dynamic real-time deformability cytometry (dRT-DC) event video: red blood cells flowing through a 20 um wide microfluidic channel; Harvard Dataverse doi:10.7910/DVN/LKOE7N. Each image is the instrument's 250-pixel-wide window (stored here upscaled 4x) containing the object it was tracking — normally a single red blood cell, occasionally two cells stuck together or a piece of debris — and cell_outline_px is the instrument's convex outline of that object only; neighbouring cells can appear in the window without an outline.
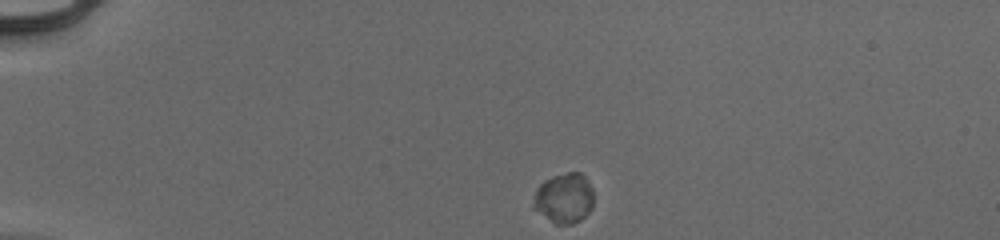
{"species": "human", "species_latin": "Homo sapiens", "temperature_condition": "cold", "stored_images_in_passage": 43, "camera_frame_rate_fps": 3000, "um_per_image_px": 0.085, "donor": {"sex": "male"}, "frame": {"image": 1, "passage_image": 1, "time_ms": 0.0, "image_size_px": [1000, 240], "cell_outline_px": [[592, 208], [580, 220], [572, 224], [556, 224], [532, 208], [536, 188], [544, 180], [552, 176], [568, 172], [580, 172], [588, 180], [592, 188]], "centroid_in_image_um": [47.94, 16.83], "position_along_channel_um": 37.1, "area_um2": 17.57}}
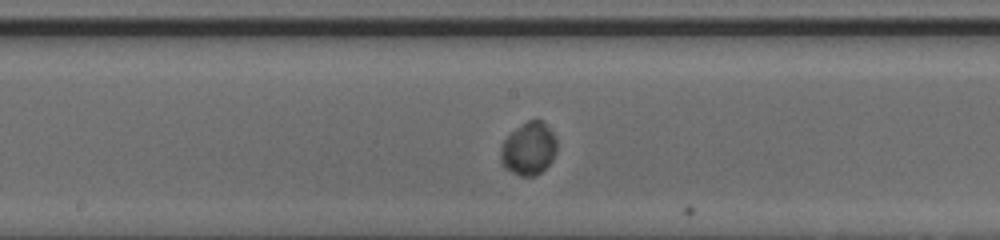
{"frame": {"image": 2, "passage_image": 19, "time_ms": 6.0, "image_size_px": [1000, 240], "cell_outline_px": [[556, 152], [552, 160], [540, 172], [532, 176], [520, 176], [504, 168], [500, 160], [500, 152], [504, 140], [512, 132], [528, 120], [544, 120], [552, 132], [556, 140]], "centroid_in_image_um": [44.94, 12.64], "position_along_channel_um": 203.3, "area_um2": 17.11}}
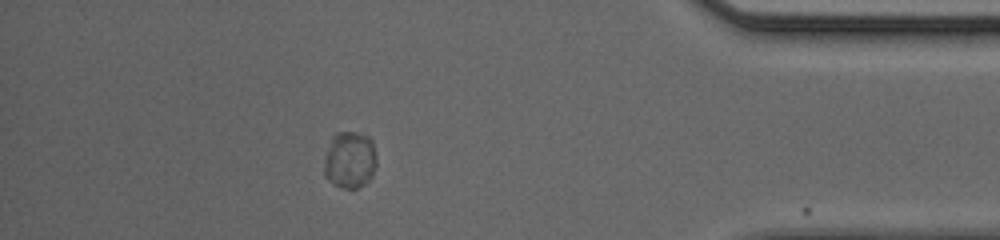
{"frame": {"image": 3, "passage_image": 37, "time_ms": 12.0, "image_size_px": [1000, 240], "cell_outline_px": [[376, 164], [372, 176], [364, 184], [356, 188], [344, 188], [332, 184], [324, 176], [324, 160], [332, 136], [336, 132], [356, 132], [368, 136], [372, 140], [376, 156]], "centroid_in_image_um": [29.73, 13.59], "position_along_channel_um": 405.5, "area_um2": 17.51}}